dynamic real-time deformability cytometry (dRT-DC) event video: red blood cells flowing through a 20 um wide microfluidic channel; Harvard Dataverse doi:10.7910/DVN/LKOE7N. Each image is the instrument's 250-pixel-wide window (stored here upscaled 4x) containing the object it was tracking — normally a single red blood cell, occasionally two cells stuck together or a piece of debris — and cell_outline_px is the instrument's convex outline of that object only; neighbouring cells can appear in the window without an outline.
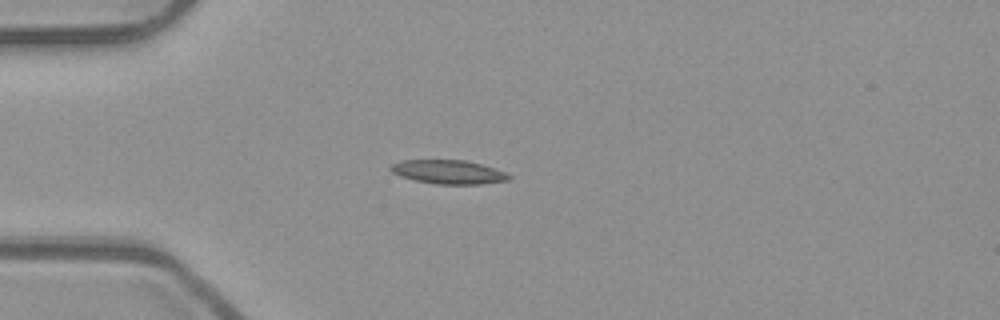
{"species": "common noctule bat (a hibernating species)", "species_latin": "Nyctalus noctula", "temperature_condition": "room temperature", "stored_images_in_passage": 41, "camera_frame_rate_fps": 3000, "um_per_image_px": 0.085, "animal": {"sex": "male", "body_mass_g": 23.1, "forearm_length_mm": 52.7}, "frame": {"image": 1, "passage_image": 3, "time_ms": 0.667, "image_size_px": [1000, 320], "cell_outline_px": [[512, 176], [508, 180], [480, 184], [436, 184], [416, 180], [400, 176], [392, 172], [388, 168], [392, 164], [400, 160], [468, 160], [504, 172]], "centroid_in_image_um": [38.08, 14.61], "position_along_channel_um": 46.9, "area_um2": 16.3}}
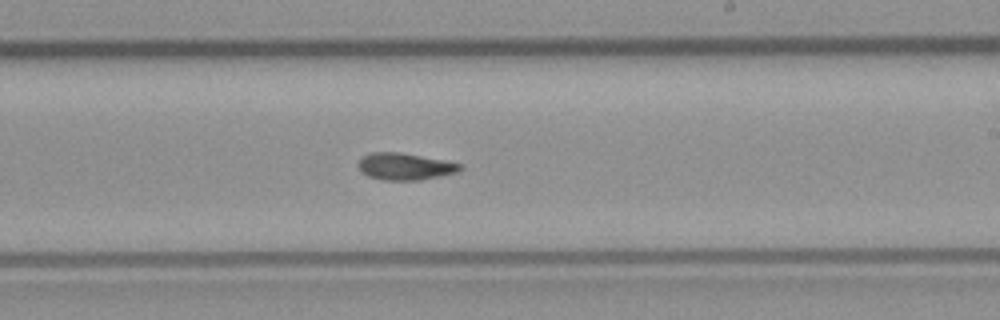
{"frame": {"image": 2, "passage_image": 20, "time_ms": 6.333, "image_size_px": [1000, 320], "cell_outline_px": [[464, 168], [460, 172], [420, 180], [380, 180], [368, 176], [360, 172], [356, 164], [364, 156], [372, 152], [400, 152], [444, 160], [460, 164]], "centroid_in_image_um": [34.41, 14.16], "position_along_channel_um": 254.6, "area_um2": 16.13}}
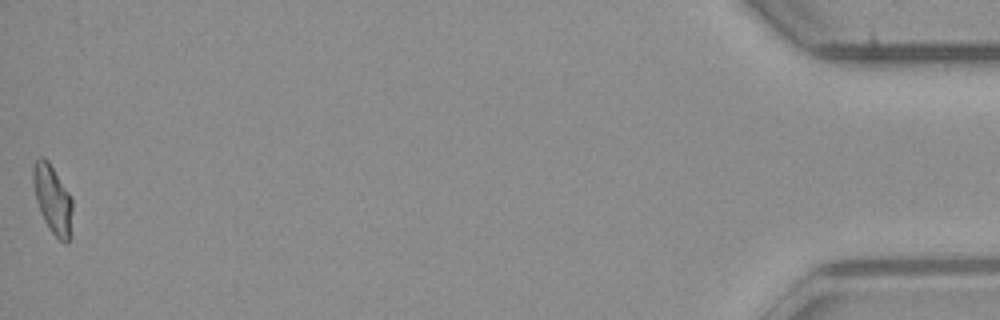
{"frame": {"image": 3, "passage_image": 41, "time_ms": 13.333, "image_size_px": [1000, 320], "cell_outline_px": [[72, 236], [68, 244], [64, 244], [48, 228], [40, 212], [36, 200], [32, 180], [32, 164], [40, 156], [44, 156], [48, 160], [72, 196]], "centroid_in_image_um": [4.49, 16.95], "position_along_channel_um": 430.7, "area_um2": 16.24}, "authors_computed_cell_mechanics": {"area_um2": 15.7794, "velocity_mm_per_s": 3.9644, "shape_relaxation_time_tau1_ms": null, "shape_relaxation_time_tau2_ms": 2.9036, "deformation_change_tau1": null, "deformation_change_tau2": 0.084}}